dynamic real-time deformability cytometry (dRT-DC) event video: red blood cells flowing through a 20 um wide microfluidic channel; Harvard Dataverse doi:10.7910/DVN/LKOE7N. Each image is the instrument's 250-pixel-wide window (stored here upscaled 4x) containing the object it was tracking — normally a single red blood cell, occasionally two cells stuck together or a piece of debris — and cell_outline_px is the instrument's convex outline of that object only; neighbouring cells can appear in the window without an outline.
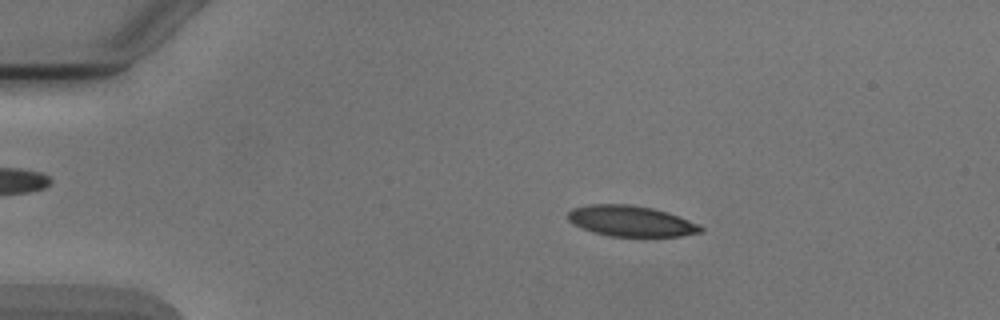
{"species": "Egyptian fruit bat (a non-hibernating species)", "species_latin": "Rousettus aegyptiacus", "temperature_condition": "cold", "stored_images_in_passage": 4, "camera_frame_rate_fps": 3000, "um_per_image_px": 0.085, "animal": {"sex": "male"}, "frame": {"image": 1, "passage_image": 3, "time_ms": 2.333, "image_size_px": [1000, 320], "cell_outline_px": [[704, 232], [680, 236], [608, 236], [592, 232], [568, 220], [568, 212], [572, 208], [588, 204], [628, 204], [652, 208], [668, 212], [700, 224], [704, 228]], "centroid_in_image_um": [53.67, 18.79], "position_along_channel_um": 31.3, "area_um2": 23.81}}